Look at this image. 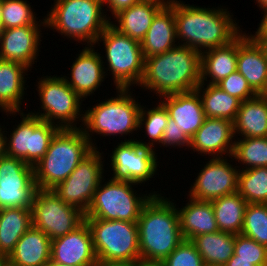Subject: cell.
Segmentation results:
<instances>
[{
  "mask_svg": "<svg viewBox=\"0 0 267 266\" xmlns=\"http://www.w3.org/2000/svg\"><path fill=\"white\" fill-rule=\"evenodd\" d=\"M140 0H102L103 6L109 7L112 16L117 14L119 11L131 7L133 4L138 3Z\"/></svg>",
  "mask_w": 267,
  "mask_h": 266,
  "instance_id": "7bdbcfd3",
  "label": "cell"
},
{
  "mask_svg": "<svg viewBox=\"0 0 267 266\" xmlns=\"http://www.w3.org/2000/svg\"><path fill=\"white\" fill-rule=\"evenodd\" d=\"M163 7V4L154 0H140L113 16L116 18L118 25H115L112 21L110 23L121 33L141 42L147 34L154 17Z\"/></svg>",
  "mask_w": 267,
  "mask_h": 266,
  "instance_id": "484cf974",
  "label": "cell"
},
{
  "mask_svg": "<svg viewBox=\"0 0 267 266\" xmlns=\"http://www.w3.org/2000/svg\"><path fill=\"white\" fill-rule=\"evenodd\" d=\"M162 266H204L191 240L184 239L161 263Z\"/></svg>",
  "mask_w": 267,
  "mask_h": 266,
  "instance_id": "ab89813d",
  "label": "cell"
},
{
  "mask_svg": "<svg viewBox=\"0 0 267 266\" xmlns=\"http://www.w3.org/2000/svg\"><path fill=\"white\" fill-rule=\"evenodd\" d=\"M219 231L241 234L247 202L236 192L211 201Z\"/></svg>",
  "mask_w": 267,
  "mask_h": 266,
  "instance_id": "1f68e13d",
  "label": "cell"
},
{
  "mask_svg": "<svg viewBox=\"0 0 267 266\" xmlns=\"http://www.w3.org/2000/svg\"><path fill=\"white\" fill-rule=\"evenodd\" d=\"M98 263L139 264L138 224L123 220L85 218Z\"/></svg>",
  "mask_w": 267,
  "mask_h": 266,
  "instance_id": "52a82bcc",
  "label": "cell"
},
{
  "mask_svg": "<svg viewBox=\"0 0 267 266\" xmlns=\"http://www.w3.org/2000/svg\"><path fill=\"white\" fill-rule=\"evenodd\" d=\"M95 46H89L82 49L78 58L71 66V78L63 76L66 83L83 99L92 96V93L104 81L105 67L102 56L95 52ZM70 81H69V80Z\"/></svg>",
  "mask_w": 267,
  "mask_h": 266,
  "instance_id": "44dd1931",
  "label": "cell"
},
{
  "mask_svg": "<svg viewBox=\"0 0 267 266\" xmlns=\"http://www.w3.org/2000/svg\"><path fill=\"white\" fill-rule=\"evenodd\" d=\"M32 226L31 209H0V254L8 257L21 236Z\"/></svg>",
  "mask_w": 267,
  "mask_h": 266,
  "instance_id": "f546056e",
  "label": "cell"
},
{
  "mask_svg": "<svg viewBox=\"0 0 267 266\" xmlns=\"http://www.w3.org/2000/svg\"><path fill=\"white\" fill-rule=\"evenodd\" d=\"M204 266H224V265H204Z\"/></svg>",
  "mask_w": 267,
  "mask_h": 266,
  "instance_id": "11a10c76",
  "label": "cell"
},
{
  "mask_svg": "<svg viewBox=\"0 0 267 266\" xmlns=\"http://www.w3.org/2000/svg\"><path fill=\"white\" fill-rule=\"evenodd\" d=\"M191 241L206 265H225L234 254V234L218 231L198 235Z\"/></svg>",
  "mask_w": 267,
  "mask_h": 266,
  "instance_id": "4dcf8cb0",
  "label": "cell"
},
{
  "mask_svg": "<svg viewBox=\"0 0 267 266\" xmlns=\"http://www.w3.org/2000/svg\"><path fill=\"white\" fill-rule=\"evenodd\" d=\"M234 254L237 259L253 261L254 266H267V246L242 234L235 235Z\"/></svg>",
  "mask_w": 267,
  "mask_h": 266,
  "instance_id": "f35d334b",
  "label": "cell"
},
{
  "mask_svg": "<svg viewBox=\"0 0 267 266\" xmlns=\"http://www.w3.org/2000/svg\"><path fill=\"white\" fill-rule=\"evenodd\" d=\"M233 122L223 118H207L190 140L194 152L213 157L232 156L235 140Z\"/></svg>",
  "mask_w": 267,
  "mask_h": 266,
  "instance_id": "ffe728a7",
  "label": "cell"
},
{
  "mask_svg": "<svg viewBox=\"0 0 267 266\" xmlns=\"http://www.w3.org/2000/svg\"><path fill=\"white\" fill-rule=\"evenodd\" d=\"M160 97L169 117L191 139L206 119L198 92L194 90Z\"/></svg>",
  "mask_w": 267,
  "mask_h": 266,
  "instance_id": "7402d4cb",
  "label": "cell"
},
{
  "mask_svg": "<svg viewBox=\"0 0 267 266\" xmlns=\"http://www.w3.org/2000/svg\"><path fill=\"white\" fill-rule=\"evenodd\" d=\"M28 69L19 62L0 59V110L2 109V112L13 115L21 111L23 102L21 100L26 89L24 76Z\"/></svg>",
  "mask_w": 267,
  "mask_h": 266,
  "instance_id": "d4e9b609",
  "label": "cell"
},
{
  "mask_svg": "<svg viewBox=\"0 0 267 266\" xmlns=\"http://www.w3.org/2000/svg\"><path fill=\"white\" fill-rule=\"evenodd\" d=\"M190 138L182 131L180 130L174 119L170 118L168 119L167 126L164 130L163 137L161 140L162 146H186L190 148Z\"/></svg>",
  "mask_w": 267,
  "mask_h": 266,
  "instance_id": "b9f144b4",
  "label": "cell"
},
{
  "mask_svg": "<svg viewBox=\"0 0 267 266\" xmlns=\"http://www.w3.org/2000/svg\"><path fill=\"white\" fill-rule=\"evenodd\" d=\"M0 266H8L6 257L0 256Z\"/></svg>",
  "mask_w": 267,
  "mask_h": 266,
  "instance_id": "f907efd6",
  "label": "cell"
},
{
  "mask_svg": "<svg viewBox=\"0 0 267 266\" xmlns=\"http://www.w3.org/2000/svg\"><path fill=\"white\" fill-rule=\"evenodd\" d=\"M154 1L159 2V3L163 4L164 6H169L177 0H167V1L166 0H154Z\"/></svg>",
  "mask_w": 267,
  "mask_h": 266,
  "instance_id": "681fc988",
  "label": "cell"
},
{
  "mask_svg": "<svg viewBox=\"0 0 267 266\" xmlns=\"http://www.w3.org/2000/svg\"><path fill=\"white\" fill-rule=\"evenodd\" d=\"M51 260L68 266H97L89 225L84 221L74 231L51 240Z\"/></svg>",
  "mask_w": 267,
  "mask_h": 266,
  "instance_id": "e0dca14e",
  "label": "cell"
},
{
  "mask_svg": "<svg viewBox=\"0 0 267 266\" xmlns=\"http://www.w3.org/2000/svg\"><path fill=\"white\" fill-rule=\"evenodd\" d=\"M259 7L262 8V12L267 10V0H256Z\"/></svg>",
  "mask_w": 267,
  "mask_h": 266,
  "instance_id": "c3c4849f",
  "label": "cell"
},
{
  "mask_svg": "<svg viewBox=\"0 0 267 266\" xmlns=\"http://www.w3.org/2000/svg\"><path fill=\"white\" fill-rule=\"evenodd\" d=\"M102 183L101 181L93 195L90 206L84 214L85 218L137 223L143 206L156 195V192L148 196L146 193L143 197L137 195L132 187L139 184L130 181L109 179L107 183Z\"/></svg>",
  "mask_w": 267,
  "mask_h": 266,
  "instance_id": "ba28073f",
  "label": "cell"
},
{
  "mask_svg": "<svg viewBox=\"0 0 267 266\" xmlns=\"http://www.w3.org/2000/svg\"><path fill=\"white\" fill-rule=\"evenodd\" d=\"M102 158V154L97 149H93L52 191L63 202L78 208L85 214L102 179L104 182Z\"/></svg>",
  "mask_w": 267,
  "mask_h": 266,
  "instance_id": "4fadbf2b",
  "label": "cell"
},
{
  "mask_svg": "<svg viewBox=\"0 0 267 266\" xmlns=\"http://www.w3.org/2000/svg\"><path fill=\"white\" fill-rule=\"evenodd\" d=\"M30 209L32 226L51 240L74 231L85 221L82 211L63 202L52 190L37 189Z\"/></svg>",
  "mask_w": 267,
  "mask_h": 266,
  "instance_id": "8fae6325",
  "label": "cell"
},
{
  "mask_svg": "<svg viewBox=\"0 0 267 266\" xmlns=\"http://www.w3.org/2000/svg\"><path fill=\"white\" fill-rule=\"evenodd\" d=\"M45 17L46 27L56 30L70 40L95 46L97 38L110 23L104 14L102 0H54Z\"/></svg>",
  "mask_w": 267,
  "mask_h": 266,
  "instance_id": "5b68a950",
  "label": "cell"
},
{
  "mask_svg": "<svg viewBox=\"0 0 267 266\" xmlns=\"http://www.w3.org/2000/svg\"><path fill=\"white\" fill-rule=\"evenodd\" d=\"M233 127L234 136L267 137V94L241 102Z\"/></svg>",
  "mask_w": 267,
  "mask_h": 266,
  "instance_id": "f1b7e54d",
  "label": "cell"
},
{
  "mask_svg": "<svg viewBox=\"0 0 267 266\" xmlns=\"http://www.w3.org/2000/svg\"><path fill=\"white\" fill-rule=\"evenodd\" d=\"M93 150L80 127L59 129L48 150L33 167L37 189L52 190Z\"/></svg>",
  "mask_w": 267,
  "mask_h": 266,
  "instance_id": "277c9868",
  "label": "cell"
},
{
  "mask_svg": "<svg viewBox=\"0 0 267 266\" xmlns=\"http://www.w3.org/2000/svg\"><path fill=\"white\" fill-rule=\"evenodd\" d=\"M110 157L111 171L113 170L111 179L136 184L153 178L159 163L154 149L144 147L134 139L118 143Z\"/></svg>",
  "mask_w": 267,
  "mask_h": 266,
  "instance_id": "9a60e30c",
  "label": "cell"
},
{
  "mask_svg": "<svg viewBox=\"0 0 267 266\" xmlns=\"http://www.w3.org/2000/svg\"><path fill=\"white\" fill-rule=\"evenodd\" d=\"M241 234L267 246V203H248Z\"/></svg>",
  "mask_w": 267,
  "mask_h": 266,
  "instance_id": "8d00e7d4",
  "label": "cell"
},
{
  "mask_svg": "<svg viewBox=\"0 0 267 266\" xmlns=\"http://www.w3.org/2000/svg\"><path fill=\"white\" fill-rule=\"evenodd\" d=\"M216 85L229 95L239 99L241 102L258 95L250 87L248 81L237 70Z\"/></svg>",
  "mask_w": 267,
  "mask_h": 266,
  "instance_id": "60d3db41",
  "label": "cell"
},
{
  "mask_svg": "<svg viewBox=\"0 0 267 266\" xmlns=\"http://www.w3.org/2000/svg\"><path fill=\"white\" fill-rule=\"evenodd\" d=\"M2 126H0V157H3L6 155V134L4 131H2ZM4 133V134H3Z\"/></svg>",
  "mask_w": 267,
  "mask_h": 266,
  "instance_id": "bcb514c9",
  "label": "cell"
},
{
  "mask_svg": "<svg viewBox=\"0 0 267 266\" xmlns=\"http://www.w3.org/2000/svg\"><path fill=\"white\" fill-rule=\"evenodd\" d=\"M184 3L174 2L176 37L184 41L183 44L178 41L179 45L202 53L205 49L227 45L241 33L227 9H210Z\"/></svg>",
  "mask_w": 267,
  "mask_h": 266,
  "instance_id": "6da1fadb",
  "label": "cell"
},
{
  "mask_svg": "<svg viewBox=\"0 0 267 266\" xmlns=\"http://www.w3.org/2000/svg\"><path fill=\"white\" fill-rule=\"evenodd\" d=\"M43 21V22H42ZM39 25H26L0 31V59L15 61L31 68L40 51L41 25L46 27V19Z\"/></svg>",
  "mask_w": 267,
  "mask_h": 266,
  "instance_id": "ac0fdd59",
  "label": "cell"
},
{
  "mask_svg": "<svg viewBox=\"0 0 267 266\" xmlns=\"http://www.w3.org/2000/svg\"><path fill=\"white\" fill-rule=\"evenodd\" d=\"M225 157H213L200 170L188 196L200 201H212L225 195L238 192L240 169L229 164Z\"/></svg>",
  "mask_w": 267,
  "mask_h": 266,
  "instance_id": "2e32d148",
  "label": "cell"
},
{
  "mask_svg": "<svg viewBox=\"0 0 267 266\" xmlns=\"http://www.w3.org/2000/svg\"><path fill=\"white\" fill-rule=\"evenodd\" d=\"M97 266H137V264L98 263Z\"/></svg>",
  "mask_w": 267,
  "mask_h": 266,
  "instance_id": "7dc6e473",
  "label": "cell"
},
{
  "mask_svg": "<svg viewBox=\"0 0 267 266\" xmlns=\"http://www.w3.org/2000/svg\"><path fill=\"white\" fill-rule=\"evenodd\" d=\"M237 71L257 94H267V51L246 32L238 35Z\"/></svg>",
  "mask_w": 267,
  "mask_h": 266,
  "instance_id": "d6986e66",
  "label": "cell"
},
{
  "mask_svg": "<svg viewBox=\"0 0 267 266\" xmlns=\"http://www.w3.org/2000/svg\"><path fill=\"white\" fill-rule=\"evenodd\" d=\"M36 14L24 0H2V29L38 25Z\"/></svg>",
  "mask_w": 267,
  "mask_h": 266,
  "instance_id": "74e56055",
  "label": "cell"
},
{
  "mask_svg": "<svg viewBox=\"0 0 267 266\" xmlns=\"http://www.w3.org/2000/svg\"><path fill=\"white\" fill-rule=\"evenodd\" d=\"M118 95L96 106L89 108L84 113L81 130L89 139L93 149L96 148L92 141V133L104 136L129 134L139 128V113L141 105L131 96L129 88H116ZM130 92V93H129Z\"/></svg>",
  "mask_w": 267,
  "mask_h": 266,
  "instance_id": "8992f818",
  "label": "cell"
},
{
  "mask_svg": "<svg viewBox=\"0 0 267 266\" xmlns=\"http://www.w3.org/2000/svg\"><path fill=\"white\" fill-rule=\"evenodd\" d=\"M200 83L195 89L201 99L202 108L207 118H223L235 121L241 101L220 89L217 85ZM202 88H204L202 90Z\"/></svg>",
  "mask_w": 267,
  "mask_h": 266,
  "instance_id": "d6a6232c",
  "label": "cell"
},
{
  "mask_svg": "<svg viewBox=\"0 0 267 266\" xmlns=\"http://www.w3.org/2000/svg\"><path fill=\"white\" fill-rule=\"evenodd\" d=\"M174 2L164 6L154 17L147 34L141 40L144 58L162 54L177 46Z\"/></svg>",
  "mask_w": 267,
  "mask_h": 266,
  "instance_id": "cb8c5ba5",
  "label": "cell"
},
{
  "mask_svg": "<svg viewBox=\"0 0 267 266\" xmlns=\"http://www.w3.org/2000/svg\"><path fill=\"white\" fill-rule=\"evenodd\" d=\"M224 266H254L253 261L245 259H237V255L233 254Z\"/></svg>",
  "mask_w": 267,
  "mask_h": 266,
  "instance_id": "f6af8a7d",
  "label": "cell"
},
{
  "mask_svg": "<svg viewBox=\"0 0 267 266\" xmlns=\"http://www.w3.org/2000/svg\"><path fill=\"white\" fill-rule=\"evenodd\" d=\"M36 190L33 166L19 158L0 157V209L30 208Z\"/></svg>",
  "mask_w": 267,
  "mask_h": 266,
  "instance_id": "5bb4252c",
  "label": "cell"
},
{
  "mask_svg": "<svg viewBox=\"0 0 267 266\" xmlns=\"http://www.w3.org/2000/svg\"><path fill=\"white\" fill-rule=\"evenodd\" d=\"M238 193L247 203H267V167L239 170Z\"/></svg>",
  "mask_w": 267,
  "mask_h": 266,
  "instance_id": "836d02e7",
  "label": "cell"
},
{
  "mask_svg": "<svg viewBox=\"0 0 267 266\" xmlns=\"http://www.w3.org/2000/svg\"><path fill=\"white\" fill-rule=\"evenodd\" d=\"M51 260V239L31 226L7 257L9 266H46Z\"/></svg>",
  "mask_w": 267,
  "mask_h": 266,
  "instance_id": "603a6c76",
  "label": "cell"
},
{
  "mask_svg": "<svg viewBox=\"0 0 267 266\" xmlns=\"http://www.w3.org/2000/svg\"><path fill=\"white\" fill-rule=\"evenodd\" d=\"M20 113L22 118L16 128L6 138V155L22 159L35 166L48 150L51 139L60 129L57 125L43 121L38 116Z\"/></svg>",
  "mask_w": 267,
  "mask_h": 266,
  "instance_id": "7c38bea8",
  "label": "cell"
},
{
  "mask_svg": "<svg viewBox=\"0 0 267 266\" xmlns=\"http://www.w3.org/2000/svg\"><path fill=\"white\" fill-rule=\"evenodd\" d=\"M238 36L224 46L205 50L201 53L200 83L209 80V84L216 85L221 80L237 70ZM205 80V81H204Z\"/></svg>",
  "mask_w": 267,
  "mask_h": 266,
  "instance_id": "4316f807",
  "label": "cell"
},
{
  "mask_svg": "<svg viewBox=\"0 0 267 266\" xmlns=\"http://www.w3.org/2000/svg\"><path fill=\"white\" fill-rule=\"evenodd\" d=\"M258 44L266 45L267 44V10L264 11L259 27L255 32V35H250Z\"/></svg>",
  "mask_w": 267,
  "mask_h": 266,
  "instance_id": "ee69618b",
  "label": "cell"
},
{
  "mask_svg": "<svg viewBox=\"0 0 267 266\" xmlns=\"http://www.w3.org/2000/svg\"><path fill=\"white\" fill-rule=\"evenodd\" d=\"M201 52L178 45L162 54L145 58L139 86L159 97L194 91L200 84Z\"/></svg>",
  "mask_w": 267,
  "mask_h": 266,
  "instance_id": "7a4b0ae2",
  "label": "cell"
},
{
  "mask_svg": "<svg viewBox=\"0 0 267 266\" xmlns=\"http://www.w3.org/2000/svg\"><path fill=\"white\" fill-rule=\"evenodd\" d=\"M175 207L159 193L143 206L137 220L142 263L160 264L184 240Z\"/></svg>",
  "mask_w": 267,
  "mask_h": 266,
  "instance_id": "3957f363",
  "label": "cell"
},
{
  "mask_svg": "<svg viewBox=\"0 0 267 266\" xmlns=\"http://www.w3.org/2000/svg\"><path fill=\"white\" fill-rule=\"evenodd\" d=\"M2 29V0H0V31Z\"/></svg>",
  "mask_w": 267,
  "mask_h": 266,
  "instance_id": "db71d44e",
  "label": "cell"
},
{
  "mask_svg": "<svg viewBox=\"0 0 267 266\" xmlns=\"http://www.w3.org/2000/svg\"><path fill=\"white\" fill-rule=\"evenodd\" d=\"M147 110H145L144 106H141L138 126L139 130L142 128V126L144 127L145 132L151 141L147 143L144 141L142 142V140H137V142L144 147H150L154 149L153 146L156 142L161 146V140L164 130L167 126L169 114L161 102L157 105V107L154 106V108H147Z\"/></svg>",
  "mask_w": 267,
  "mask_h": 266,
  "instance_id": "d590c367",
  "label": "cell"
},
{
  "mask_svg": "<svg viewBox=\"0 0 267 266\" xmlns=\"http://www.w3.org/2000/svg\"><path fill=\"white\" fill-rule=\"evenodd\" d=\"M103 41L108 70L111 71L116 88H129L140 84L144 74L145 58L138 40L115 29L111 23L97 38Z\"/></svg>",
  "mask_w": 267,
  "mask_h": 266,
  "instance_id": "9c48e42d",
  "label": "cell"
},
{
  "mask_svg": "<svg viewBox=\"0 0 267 266\" xmlns=\"http://www.w3.org/2000/svg\"><path fill=\"white\" fill-rule=\"evenodd\" d=\"M39 80L36 90L44 112L34 111L31 114L57 125L60 129L77 128L75 121L79 119L83 122L84 118V114L80 112L82 98L66 83L64 77L45 76Z\"/></svg>",
  "mask_w": 267,
  "mask_h": 266,
  "instance_id": "30bf717a",
  "label": "cell"
},
{
  "mask_svg": "<svg viewBox=\"0 0 267 266\" xmlns=\"http://www.w3.org/2000/svg\"><path fill=\"white\" fill-rule=\"evenodd\" d=\"M137 266H162V265L157 264V263H142V262H140L139 264H137Z\"/></svg>",
  "mask_w": 267,
  "mask_h": 266,
  "instance_id": "816d5d0a",
  "label": "cell"
},
{
  "mask_svg": "<svg viewBox=\"0 0 267 266\" xmlns=\"http://www.w3.org/2000/svg\"><path fill=\"white\" fill-rule=\"evenodd\" d=\"M46 266H68V265L59 264L57 262L50 260Z\"/></svg>",
  "mask_w": 267,
  "mask_h": 266,
  "instance_id": "f5cc1de1",
  "label": "cell"
},
{
  "mask_svg": "<svg viewBox=\"0 0 267 266\" xmlns=\"http://www.w3.org/2000/svg\"><path fill=\"white\" fill-rule=\"evenodd\" d=\"M230 157L245 164L246 170L254 167H267V137L237 138ZM248 166V167H247Z\"/></svg>",
  "mask_w": 267,
  "mask_h": 266,
  "instance_id": "e575fe53",
  "label": "cell"
},
{
  "mask_svg": "<svg viewBox=\"0 0 267 266\" xmlns=\"http://www.w3.org/2000/svg\"><path fill=\"white\" fill-rule=\"evenodd\" d=\"M185 205L177 209L184 239L192 240L198 235L219 231L211 201L189 198Z\"/></svg>",
  "mask_w": 267,
  "mask_h": 266,
  "instance_id": "83f0119b",
  "label": "cell"
}]
</instances>
